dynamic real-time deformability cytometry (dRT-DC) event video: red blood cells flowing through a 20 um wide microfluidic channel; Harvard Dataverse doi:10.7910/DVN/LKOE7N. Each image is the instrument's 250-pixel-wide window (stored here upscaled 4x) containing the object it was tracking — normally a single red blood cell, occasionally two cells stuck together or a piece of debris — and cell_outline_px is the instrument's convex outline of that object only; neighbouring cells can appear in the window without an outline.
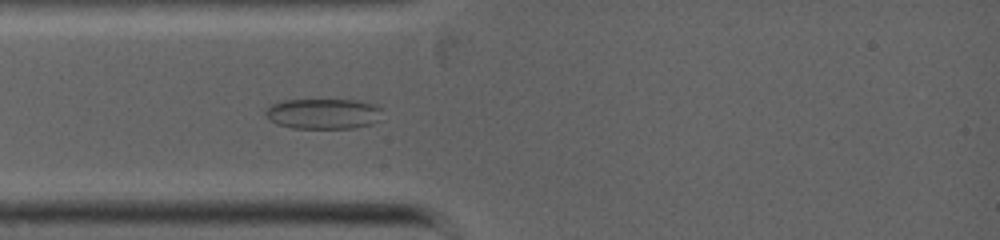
{"species": "common noctule bat (a hibernating species)", "species_latin": "Nyctalus noctula", "temperature_condition": "warm", "stored_images_in_passage": 33, "segment_of_instrument_passage": [1, 2], "camera_frame_rate_fps": 5000, "um_per_image_px": 0.085, "animal": {"sex": "female", "body_mass_g": 19.0, "forearm_length_mm": 53.3}, "frame": {"image": 1, "passage_image": 5, "time_ms": 1.8, "image_size_px": [1000, 240], "cell_outline_px": [[380, 108], [376, 120], [372, 124], [356, 128], [292, 128], [276, 124], [268, 120], [264, 116], [264, 112], [268, 104], [280, 100], [356, 100], [376, 104]], "centroid_in_image_um": [27.37, 9.66], "position_along_channel_um": 57.6, "area_um2": 20.92}}
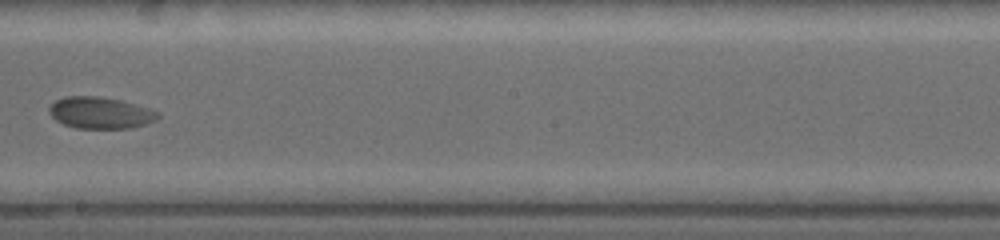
{"frame": {"image": 2, "passage_image": 15, "time_ms": 5.6, "image_size_px": [1000, 240], "cell_outline_px": [[160, 116], [156, 120], [148, 124], [128, 128], [76, 128], [64, 124], [56, 120], [48, 112], [48, 108], [56, 100], [64, 96], [96, 96], [120, 100], [148, 108], [160, 112]], "centroid_in_image_um": [8.54, 9.59], "position_along_channel_um": 239.7, "area_um2": 20.0}}
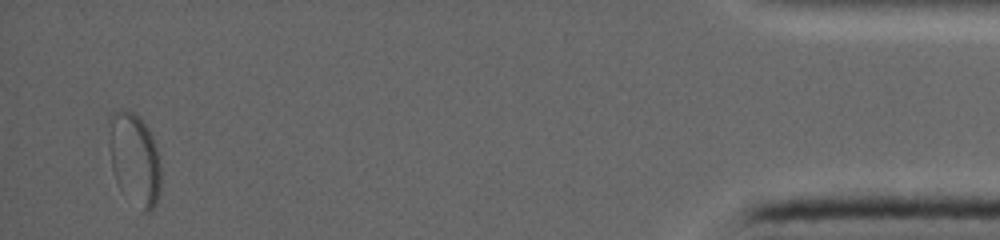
{"frame": {"image": 3, "passage_image": 30, "time_ms": 11.6, "image_size_px": [1000, 240], "cell_outline_px": [[160, 192], [156, 204], [148, 212], [140, 212], [120, 188], [116, 180], [112, 168], [108, 148], [108, 116], [112, 112], [120, 108], [124, 108], [136, 112], [140, 116], [148, 128], [152, 136], [156, 148], [160, 164]], "centroid_in_image_um": [11.4, 13.47], "position_along_channel_um": 423.8, "area_um2": 28.73}}